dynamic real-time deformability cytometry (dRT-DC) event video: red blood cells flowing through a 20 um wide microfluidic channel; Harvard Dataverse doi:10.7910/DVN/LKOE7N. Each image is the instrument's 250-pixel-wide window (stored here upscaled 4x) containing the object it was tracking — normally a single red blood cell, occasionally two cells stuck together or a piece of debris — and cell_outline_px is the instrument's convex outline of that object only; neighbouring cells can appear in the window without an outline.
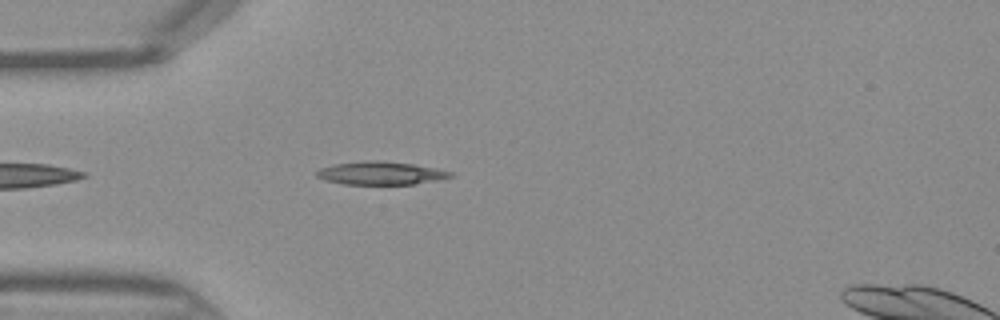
{"species": "Egyptian fruit bat (a non-hibernating species)", "species_latin": "Rousettus aegyptiacus", "temperature_condition": "warm", "stored_images_in_passage": 36, "camera_frame_rate_fps": 3000, "um_per_image_px": 0.085, "frame": {"image": 1, "passage_image": 4, "time_ms": 1.0, "image_size_px": [1000, 320], "cell_outline_px": [[452, 176], [436, 180], [412, 184], [344, 184], [324, 180], [316, 176], [316, 172], [320, 168], [332, 164], [372, 160], [384, 160], [412, 164], [436, 168], [452, 172]], "centroid_in_image_um": [32.32, 14.71], "position_along_channel_um": 52.7, "area_um2": 17.92}}
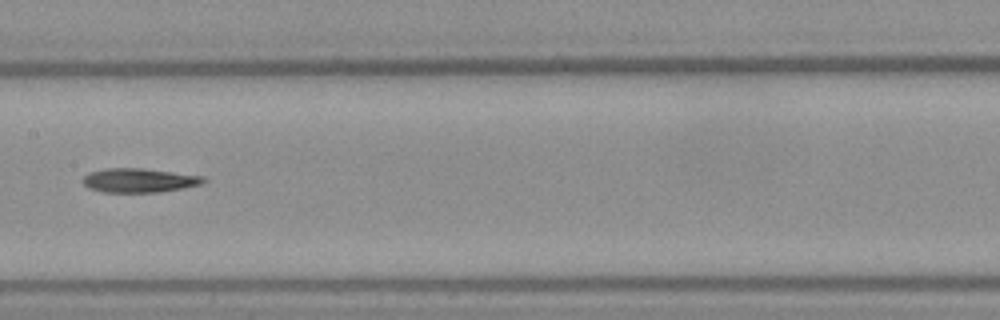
{"frame": {"image": 2, "passage_image": 14, "time_ms": 4.333, "image_size_px": [1000, 320], "cell_outline_px": [[208, 180], [204, 184], [184, 188], [156, 192], [100, 192], [88, 188], [80, 180], [88, 172], [104, 168], [140, 168], [204, 176]], "centroid_in_image_um": [11.81, 15.33], "position_along_channel_um": 195.6, "area_um2": 17.17}}
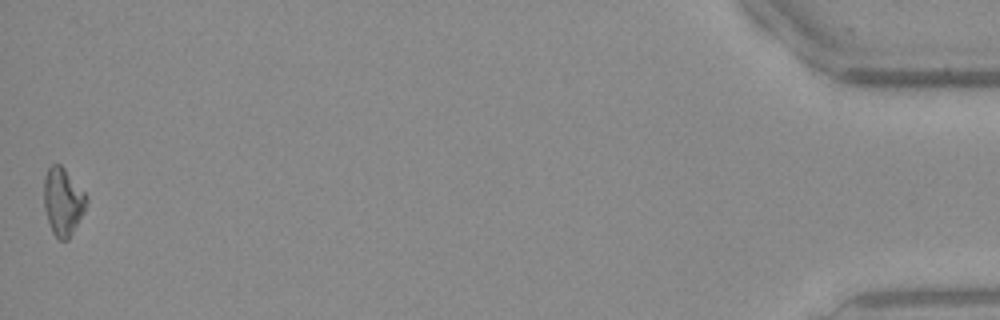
{"frame": {"image": 3, "passage_image": 36, "time_ms": 11.667, "image_size_px": [1000, 320], "cell_outline_px": [[88, 200], [84, 212], [68, 240], [60, 240], [52, 232], [48, 224], [44, 208], [44, 176], [48, 168], [52, 164], [60, 164], [64, 168], [84, 192]], "centroid_in_image_um": [5.33, 17.14], "position_along_channel_um": 429.9, "area_um2": 16.7}}